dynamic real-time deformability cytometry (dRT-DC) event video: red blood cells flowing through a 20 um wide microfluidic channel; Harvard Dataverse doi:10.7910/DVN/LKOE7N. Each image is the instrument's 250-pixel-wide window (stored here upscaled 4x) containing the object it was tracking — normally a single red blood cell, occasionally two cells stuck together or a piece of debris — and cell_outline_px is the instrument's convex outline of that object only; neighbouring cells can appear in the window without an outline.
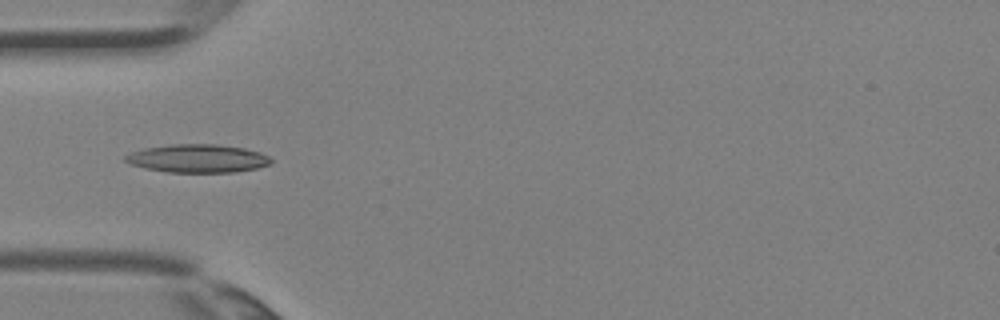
{"species": "Egyptian fruit bat (a non-hibernating species)", "species_latin": "Rousettus aegyptiacus", "temperature_condition": "room temperature", "stored_images_in_passage": 2, "camera_frame_rate_fps": 3000, "um_per_image_px": 0.085, "animal": {"sex": "female"}, "frame": {"image": 1, "passage_image": 2, "time_ms": 0.333, "image_size_px": [1000, 320], "cell_outline_px": [[272, 164], [256, 168], [232, 172], [168, 172], [144, 168], [128, 164], [124, 160], [124, 156], [132, 152], [144, 148], [172, 144], [216, 144], [244, 148], [260, 152], [268, 156], [272, 160]], "centroid_in_image_um": [16.78, 13.47], "position_along_channel_um": 68.2, "area_um2": 23.99}}